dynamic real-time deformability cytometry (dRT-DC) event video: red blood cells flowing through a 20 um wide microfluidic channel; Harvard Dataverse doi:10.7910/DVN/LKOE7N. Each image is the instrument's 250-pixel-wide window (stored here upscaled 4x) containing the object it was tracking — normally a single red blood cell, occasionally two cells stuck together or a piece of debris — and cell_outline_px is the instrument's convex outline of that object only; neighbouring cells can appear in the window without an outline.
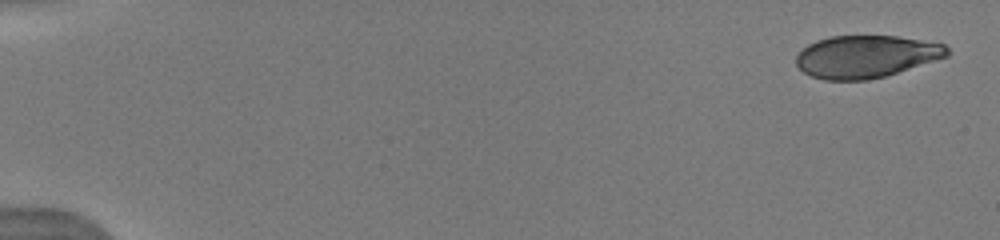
{"species": "human", "species_latin": "Homo sapiens", "temperature_condition": "warm", "stored_images_in_passage": 22, "camera_frame_rate_fps": 3000, "um_per_image_px": 0.085, "donor": {"sex": "male"}, "frame": {"image": 1, "passage_image": 1, "time_ms": 0.0, "image_size_px": [1000, 240], "cell_outline_px": [[948, 56], [884, 76], [868, 80], [824, 80], [812, 76], [804, 72], [796, 64], [796, 56], [808, 44], [816, 40], [828, 36], [896, 36], [944, 44], [948, 48]], "centroid_in_image_um": [73.58, 4.8], "position_along_channel_um": 11.4, "area_um2": 36.99}}
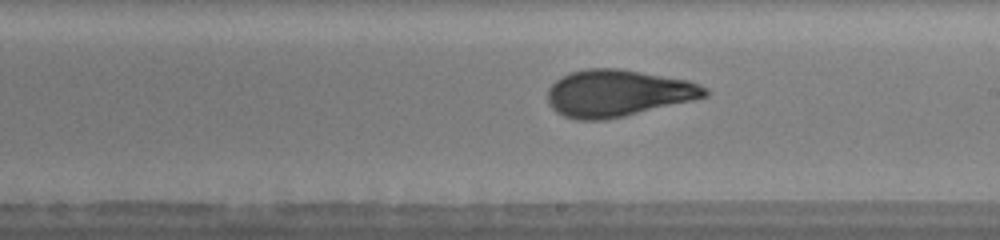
{"frame": {"image": 2, "passage_image": 17, "time_ms": 9.667, "image_size_px": [1000, 240], "cell_outline_px": [[712, 92], [708, 96], [692, 100], [624, 116], [604, 120], [576, 120], [564, 116], [556, 112], [548, 104], [548, 88], [560, 76], [572, 72], [588, 68], [620, 68], [688, 80], [700, 84], [708, 88]], "centroid_in_image_um": [52.51, 7.91], "position_along_channel_um": 236.5, "area_um2": 43.12}}
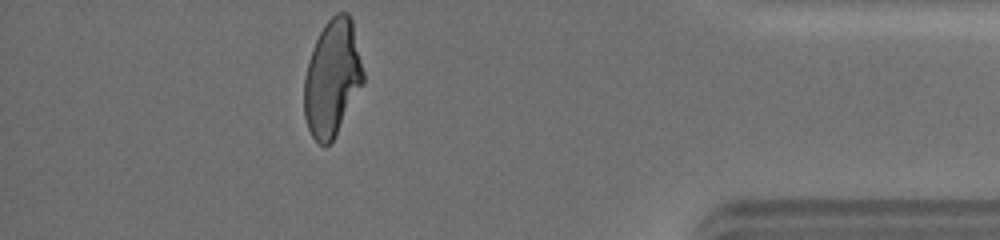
{"frame": {"image": 3, "passage_image": 22, "time_ms": 14.667, "image_size_px": [1000, 240], "cell_outline_px": [[364, 84], [332, 140], [328, 144], [320, 144], [312, 136], [308, 128], [304, 116], [304, 76], [308, 60], [312, 48], [324, 24], [336, 12], [348, 12], [352, 20], [364, 72]], "centroid_in_image_um": [28.24, 6.6], "position_along_channel_um": 407.0, "area_um2": 40.06}, "authors_computed_cell_mechanics": {"area_um2": 41.6449, "velocity_mm_per_s": 4.0769, "shape_relaxation_time_tau1_ms": 6.2048, "shape_relaxation_time_tau2_ms": 0.7528, "deformation_change_tau1": 0.2065, "deformation_change_tau2": 0.0602}}